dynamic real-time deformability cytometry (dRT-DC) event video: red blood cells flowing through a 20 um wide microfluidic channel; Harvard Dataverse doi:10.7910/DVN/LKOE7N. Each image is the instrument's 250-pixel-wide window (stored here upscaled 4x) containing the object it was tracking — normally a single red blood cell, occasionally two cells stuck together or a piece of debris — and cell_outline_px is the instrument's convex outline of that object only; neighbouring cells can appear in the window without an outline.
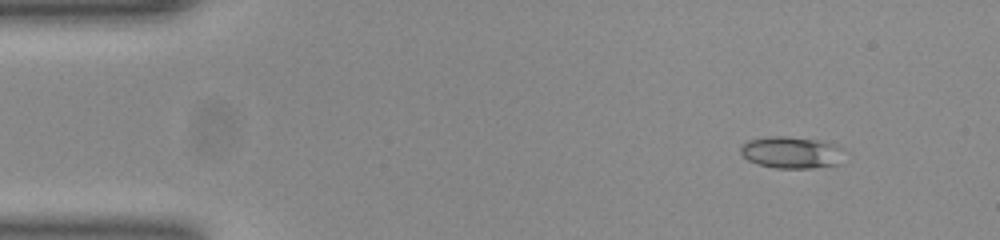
{"species": "common noctule bat (a hibernating species)", "species_latin": "Nyctalus noctula", "temperature_condition": "room temperature", "stored_images_in_passage": 48, "camera_frame_rate_fps": 3000, "um_per_image_px": 0.085, "animal": {"sex": "female", "body_mass_g": 23.0, "forearm_length_mm": 53.4}, "frame": {"image": 1, "passage_image": 2, "time_ms": 0.333, "image_size_px": [1000, 240], "cell_outline_px": [[844, 148], [840, 164], [812, 168], [776, 168], [760, 164], [748, 160], [740, 152], [740, 148], [748, 140], [768, 136], [788, 136], [820, 140]], "centroid_in_image_um": [67.29, 12.95], "position_along_channel_um": 17.7, "area_um2": 19.25}}
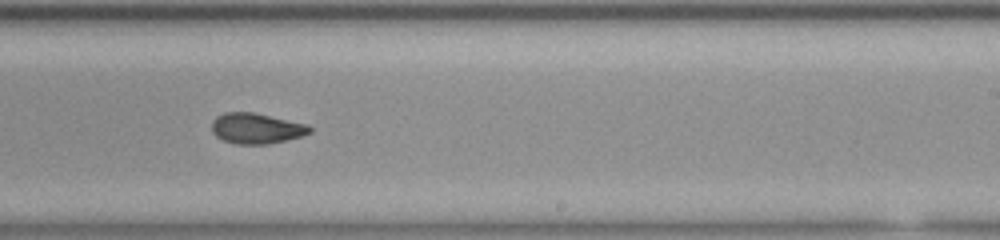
{"frame": {"image": 2, "passage_image": 28, "time_ms": 9.0, "image_size_px": [1000, 240], "cell_outline_px": [[312, 132], [300, 136], [268, 144], [236, 144], [224, 140], [216, 136], [212, 132], [212, 120], [216, 116], [224, 112], [252, 112], [308, 124], [312, 128]], "centroid_in_image_um": [21.77, 10.9], "position_along_channel_um": 267.2, "area_um2": 17.4}}
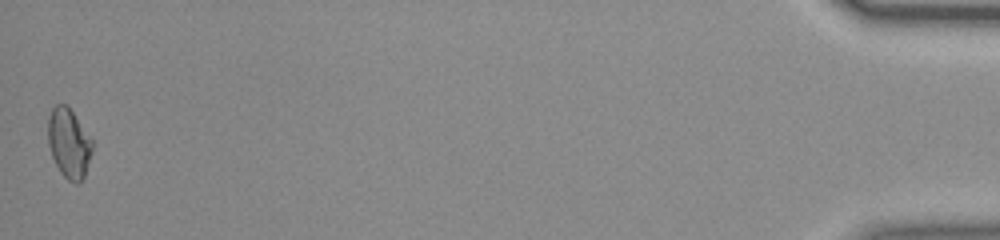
{"frame": {"image": 3, "passage_image": 48, "time_ms": 15.667, "image_size_px": [1000, 240], "cell_outline_px": [[92, 152], [84, 176], [76, 184], [68, 180], [60, 172], [52, 156], [48, 144], [48, 120], [52, 108], [56, 104], [64, 104], [72, 112], [92, 140]], "centroid_in_image_um": [5.84, 12.19], "position_along_channel_um": 429.4, "area_um2": 17.57}, "authors_computed_cell_mechanics": {"area_um2": 17.7735, "velocity_mm_per_s": 3.9284, "shape_relaxation_time_tau1_ms": 7.9269, "shape_relaxation_time_tau2_ms": 1.8574, "deformation_change_tau1": 0.1427, "deformation_change_tau2": 0.0671}}